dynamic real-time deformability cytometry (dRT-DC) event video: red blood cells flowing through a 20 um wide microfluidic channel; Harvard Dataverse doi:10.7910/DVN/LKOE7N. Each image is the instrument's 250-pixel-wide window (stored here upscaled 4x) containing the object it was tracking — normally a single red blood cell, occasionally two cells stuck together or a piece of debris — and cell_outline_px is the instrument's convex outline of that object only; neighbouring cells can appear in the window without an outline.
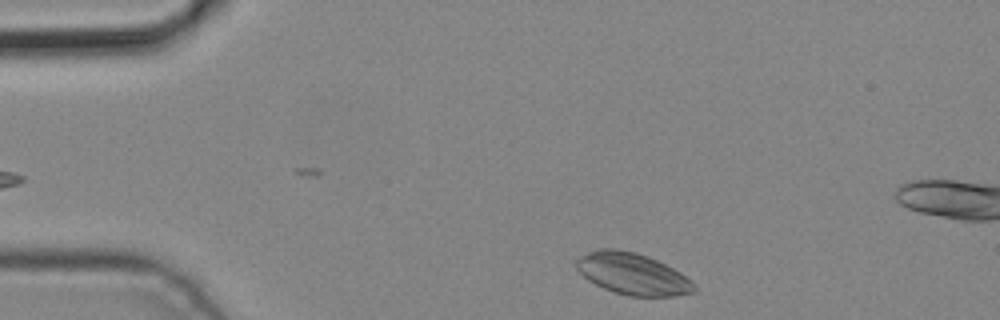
{"species": "common noctule bat (a hibernating species)", "species_latin": "Nyctalus noctula", "temperature_condition": "cold", "stored_images_in_passage": 4, "camera_frame_rate_fps": 3000, "um_per_image_px": 0.085, "animal": {"sex": "male", "body_mass_g": 19.2, "forearm_length_mm": 51.8}, "frame": {"image": 1, "passage_image": 4, "time_ms": 1.0, "image_size_px": [1000, 320], "cell_outline_px": [[696, 292], [676, 296], [628, 296], [604, 288], [588, 280], [576, 268], [576, 260], [580, 256], [588, 252], [600, 248], [616, 248], [636, 252], [648, 256], [680, 272], [692, 280], [696, 288]], "centroid_in_image_um": [53.78, 23.27], "position_along_channel_um": 31.2, "area_um2": 28.55}}